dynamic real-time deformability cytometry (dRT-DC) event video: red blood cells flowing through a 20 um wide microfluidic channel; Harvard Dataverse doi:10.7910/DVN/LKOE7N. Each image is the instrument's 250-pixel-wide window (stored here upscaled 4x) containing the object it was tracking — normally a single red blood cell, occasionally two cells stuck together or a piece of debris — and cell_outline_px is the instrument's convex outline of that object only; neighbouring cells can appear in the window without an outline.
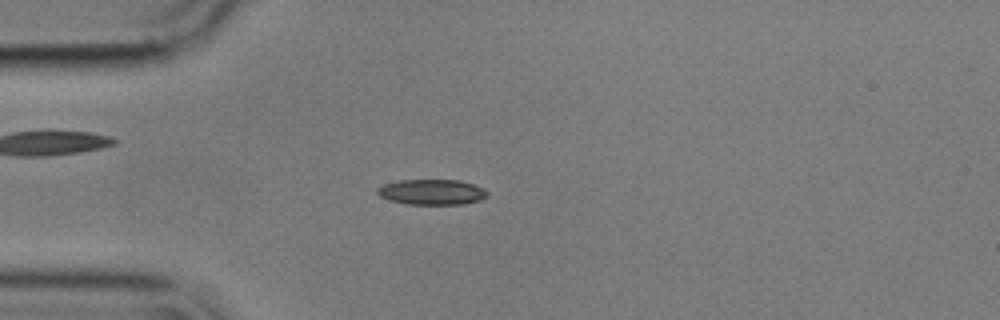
{"species": "common noctule bat (a hibernating species)", "species_latin": "Nyctalus noctula", "temperature_condition": "cold", "stored_images_in_passage": 56, "camera_frame_rate_fps": 3000, "um_per_image_px": 0.085, "animal": {"sex": "male", "body_mass_g": 17.9}, "frame": {"image": 1, "passage_image": 15, "time_ms": 4.667, "image_size_px": [1000, 320], "cell_outline_px": [[488, 196], [480, 200], [464, 204], [404, 204], [388, 200], [380, 196], [376, 192], [376, 188], [384, 184], [400, 180], [460, 180], [484, 188], [488, 192]], "centroid_in_image_um": [36.7, 16.32], "position_along_channel_um": 48.3, "area_um2": 16.42}}
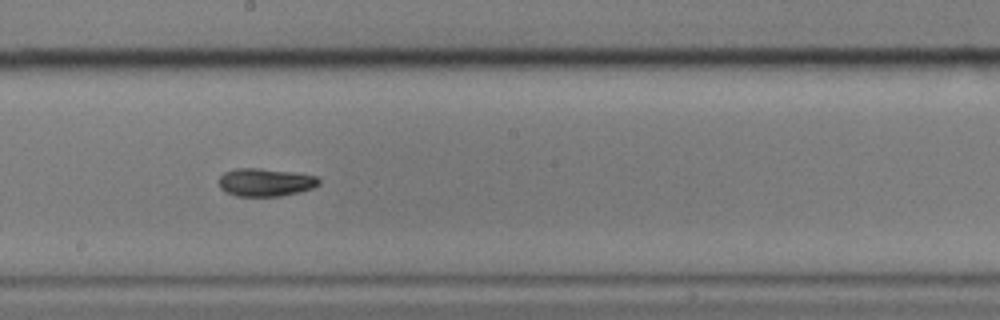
{"frame": {"image": 2, "passage_image": 31, "time_ms": 10.0, "image_size_px": [1000, 320], "cell_outline_px": [[320, 184], [312, 188], [300, 192], [280, 196], [236, 196], [220, 188], [220, 176], [224, 172], [236, 168], [260, 168], [296, 172], [316, 176], [320, 180]], "centroid_in_image_um": [22.59, 15.49], "position_along_channel_um": 225.6, "area_um2": 16.36}}
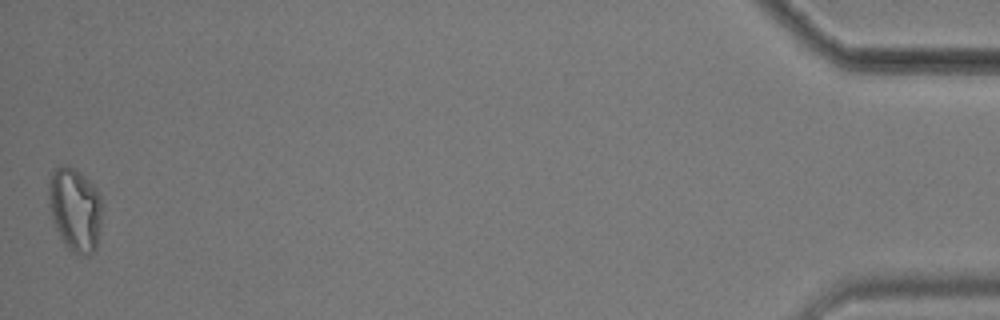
{"frame": {"image": 3, "passage_image": 56, "time_ms": 18.333, "image_size_px": [1000, 320], "cell_outline_px": [[104, 208], [96, 248], [88, 256], [80, 256], [68, 248], [60, 236], [56, 228], [48, 204], [48, 184], [52, 172], [56, 168], [64, 164], [68, 164], [80, 172], [100, 192]], "centroid_in_image_um": [6.41, 17.78], "position_along_channel_um": 428.8, "area_um2": 26.53}, "authors_computed_cell_mechanics": {"area_um2": 16.3863, "velocity_mm_per_s": 3.5535, "shape_relaxation_time_tau1_ms": 5.7252, "shape_relaxation_time_tau2_ms": 4.8272, "deformation_change_tau1": 0.1503, "deformation_change_tau2": 0.1012}}